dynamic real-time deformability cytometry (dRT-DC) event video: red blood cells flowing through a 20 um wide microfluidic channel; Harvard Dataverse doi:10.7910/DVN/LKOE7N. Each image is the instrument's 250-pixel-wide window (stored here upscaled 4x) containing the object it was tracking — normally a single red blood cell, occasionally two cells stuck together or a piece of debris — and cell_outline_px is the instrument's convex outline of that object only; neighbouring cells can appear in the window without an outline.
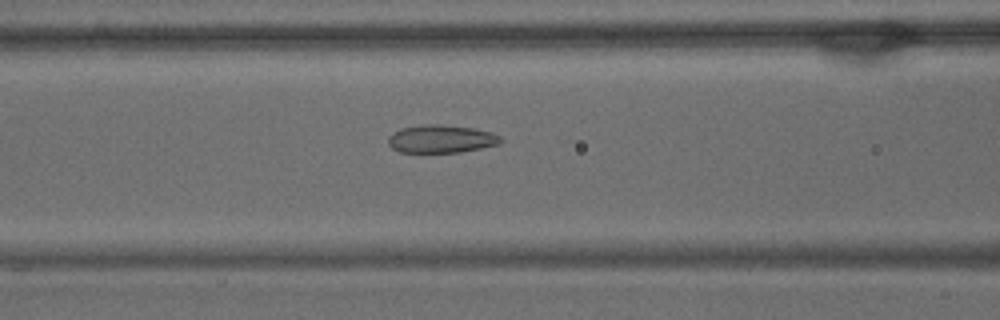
{"species": "common noctule bat (a hibernating species)", "species_latin": "Nyctalus noctula", "temperature_condition": "warm", "stored_images_in_passage": 40, "camera_frame_rate_fps": 3000, "um_per_image_px": 0.085, "animal": {"sex": "male", "body_mass_g": 15.6}, "frame": {"image": 1, "passage_image": 6, "time_ms": 1.667, "image_size_px": [1000, 320], "cell_outline_px": [[500, 144], [460, 152], [400, 152], [392, 148], [388, 144], [388, 136], [400, 128], [420, 124], [440, 124], [476, 128], [492, 132], [500, 136]], "centroid_in_image_um": [37.48, 11.79], "position_along_channel_um": 129.1, "area_um2": 18.44}}
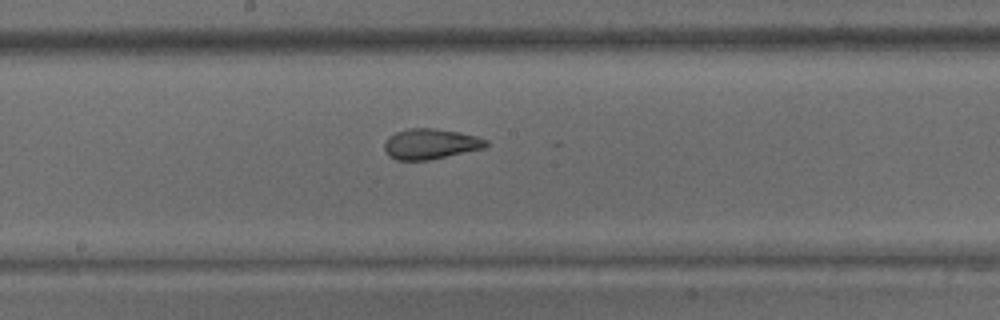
{"frame": {"image": 2, "passage_image": 13, "time_ms": 4.0, "image_size_px": [1000, 320], "cell_outline_px": [[488, 144], [484, 148], [428, 160], [396, 160], [388, 156], [384, 148], [384, 144], [388, 136], [396, 132], [408, 128], [436, 128], [460, 132], [476, 136], [488, 140]], "centroid_in_image_um": [36.57, 12.22], "position_along_channel_um": 211.6, "area_um2": 18.09}}
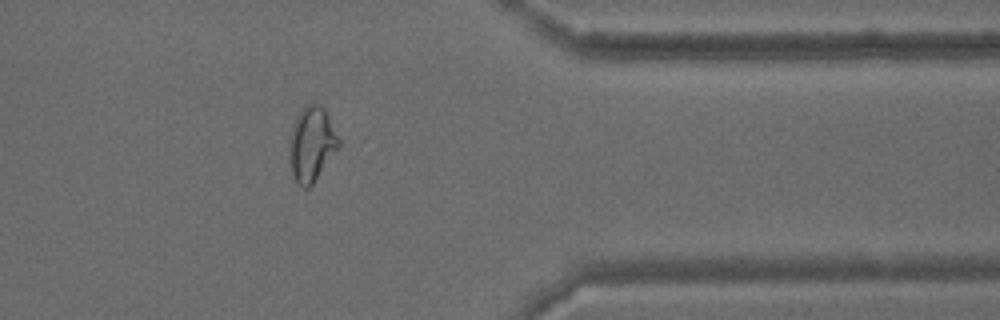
{"frame": {"image": 3, "passage_image": 29, "time_ms": 9.333, "image_size_px": [1000, 320], "cell_outline_px": [[340, 148], [312, 184], [308, 188], [304, 188], [296, 184], [292, 176], [288, 160], [288, 148], [292, 128], [296, 116], [308, 104], [320, 104], [324, 108], [340, 140]], "centroid_in_image_um": [26.47, 12.3], "position_along_channel_um": 384.9, "area_um2": 21.73}, "authors_computed_cell_mechanics": {"area_um2": 18.6983, "velocity_mm_per_s": 3.535, "shape_relaxation_time_tau1_ms": null, "shape_relaxation_time_tau2_ms": 1.6168, "deformation_change_tau1": null, "deformation_change_tau2": 0.0781}}